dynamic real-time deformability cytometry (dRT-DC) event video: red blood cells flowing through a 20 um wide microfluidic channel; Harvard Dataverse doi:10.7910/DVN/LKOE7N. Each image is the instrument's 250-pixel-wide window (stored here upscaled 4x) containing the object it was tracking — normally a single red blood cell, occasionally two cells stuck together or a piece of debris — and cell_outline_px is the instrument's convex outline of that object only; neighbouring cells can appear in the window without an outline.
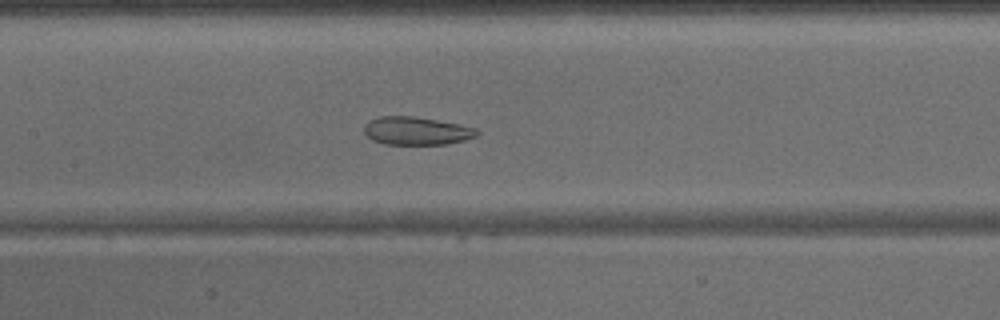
{"species": "common noctule bat (a hibernating species)", "species_latin": "Nyctalus noctula", "temperature_condition": "warm", "stored_images_in_passage": 35, "camera_frame_rate_fps": 3000, "um_per_image_px": 0.085, "animal": {"sex": "male", "body_mass_g": 15.6}, "frame": {"image": 1, "passage_image": 20, "time_ms": 6.333, "image_size_px": [1000, 320], "cell_outline_px": [[480, 132], [476, 136], [464, 140], [448, 144], [384, 144], [372, 140], [364, 132], [364, 124], [368, 120], [376, 116], [416, 116], [460, 124], [476, 128]], "centroid_in_image_um": [35.38, 11.11], "position_along_channel_um": 172.0, "area_um2": 18.67}}